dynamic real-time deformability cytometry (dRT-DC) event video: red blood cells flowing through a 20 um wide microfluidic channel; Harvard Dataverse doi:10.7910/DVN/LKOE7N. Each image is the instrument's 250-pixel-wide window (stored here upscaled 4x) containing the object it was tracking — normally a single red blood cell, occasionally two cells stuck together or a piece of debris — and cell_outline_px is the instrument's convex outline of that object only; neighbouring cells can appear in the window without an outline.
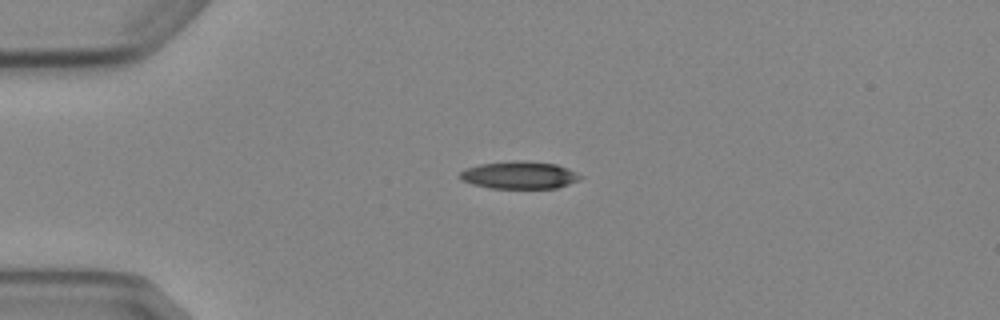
{"species": "Egyptian fruit bat (a non-hibernating species)", "species_latin": "Rousettus aegyptiacus", "temperature_condition": "cold", "stored_images_in_passage": 2, "camera_frame_rate_fps": 3000, "um_per_image_px": 0.085, "animal": {"sex": "female"}, "frame": {"image": 1, "passage_image": 1, "time_ms": 0.0, "image_size_px": [1000, 320], "cell_outline_px": [[584, 176], [580, 180], [556, 188], [488, 188], [472, 184], [460, 180], [460, 172], [464, 168], [480, 164], [512, 160], [528, 160], [556, 164], [568, 168]], "centroid_in_image_um": [44.14, 14.87], "position_along_channel_um": 40.9, "area_um2": 19.59}}